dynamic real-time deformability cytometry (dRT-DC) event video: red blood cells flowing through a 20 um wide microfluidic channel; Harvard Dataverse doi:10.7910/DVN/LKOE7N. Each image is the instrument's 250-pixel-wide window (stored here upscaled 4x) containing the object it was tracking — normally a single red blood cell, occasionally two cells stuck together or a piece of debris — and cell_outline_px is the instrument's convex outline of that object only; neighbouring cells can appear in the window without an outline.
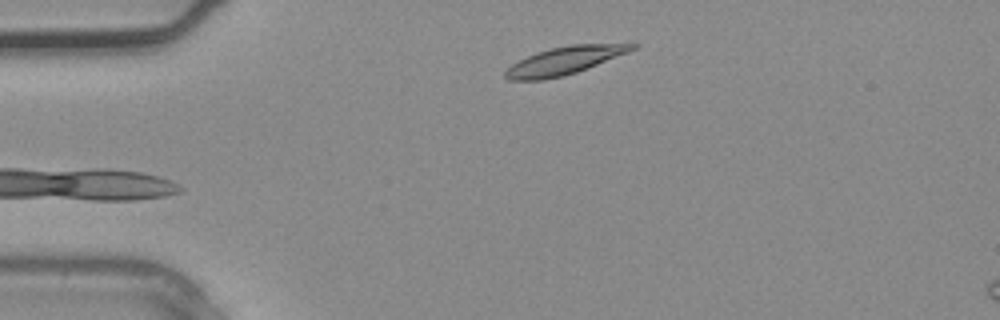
{"species": "common noctule bat (a hibernating species)", "species_latin": "Nyctalus noctula", "temperature_condition": "warm", "stored_images_in_passage": 2, "camera_frame_rate_fps": 3000, "um_per_image_px": 0.085, "animal": {"sex": "male", "body_mass_g": 20.4}, "frame": {"image": 1, "passage_image": 2, "time_ms": 0.333, "image_size_px": [1000, 320], "cell_outline_px": [[640, 44], [636, 48], [628, 52], [588, 68], [564, 76], [544, 80], [508, 80], [504, 76], [504, 72], [512, 64], [536, 52], [552, 48], [572, 44]], "centroid_in_image_um": [47.96, 5.17], "position_along_channel_um": 37.0, "area_um2": 20.35}}